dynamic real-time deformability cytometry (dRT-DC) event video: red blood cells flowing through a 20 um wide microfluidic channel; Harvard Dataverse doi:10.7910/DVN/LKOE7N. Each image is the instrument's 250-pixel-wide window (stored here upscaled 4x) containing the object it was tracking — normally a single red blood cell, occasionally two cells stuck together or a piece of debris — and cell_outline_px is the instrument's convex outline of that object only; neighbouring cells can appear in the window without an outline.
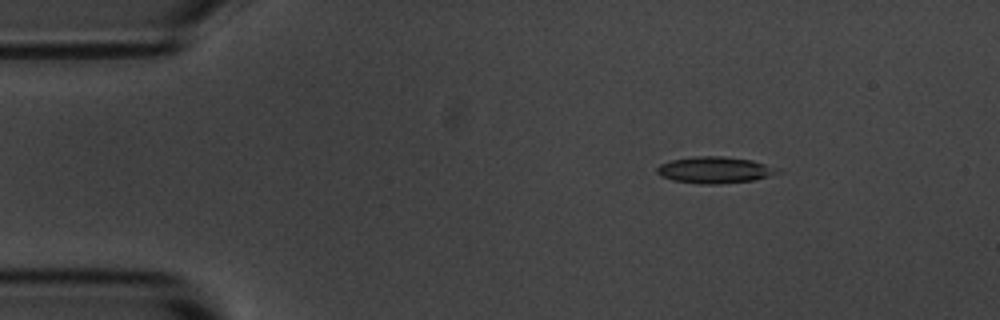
{"species": "common noctule bat (a hibernating species)", "species_latin": "Nyctalus noctula", "temperature_condition": "room temperature", "stored_images_in_passage": 3, "camera_frame_rate_fps": 3000, "um_per_image_px": 0.085, "animal": {"sex": "male", "body_mass_g": 20.1, "forearm_length_mm": 53.5}, "frame": {"image": 1, "passage_image": 1, "time_ms": 0.0, "image_size_px": [1000, 320], "cell_outline_px": [[784, 172], [752, 180], [720, 184], [700, 184], [672, 180], [660, 176], [656, 172], [656, 168], [660, 164], [672, 160], [696, 156], [720, 156], [752, 160], [780, 168]], "centroid_in_image_um": [60.77, 14.45], "position_along_channel_um": 24.2, "area_um2": 18.73}}